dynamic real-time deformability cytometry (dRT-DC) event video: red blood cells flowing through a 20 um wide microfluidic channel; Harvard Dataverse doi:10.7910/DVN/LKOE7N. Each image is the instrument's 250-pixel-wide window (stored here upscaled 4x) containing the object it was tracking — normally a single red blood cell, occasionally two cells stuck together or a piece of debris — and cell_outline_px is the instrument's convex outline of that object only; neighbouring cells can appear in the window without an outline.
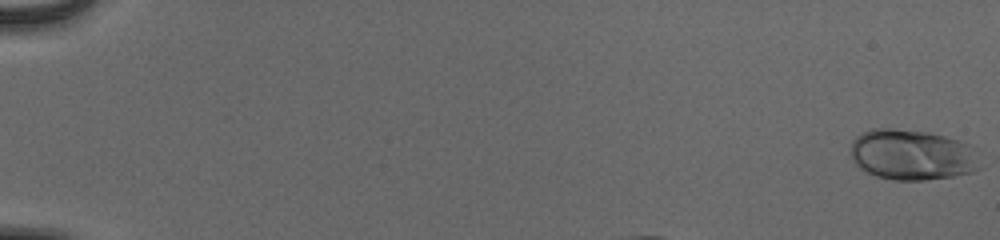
{"species": "human", "species_latin": "Homo sapiens", "temperature_condition": "cold", "stored_images_in_passage": 39, "camera_frame_rate_fps": 3000, "um_per_image_px": 0.085, "donor": {"sex": "male"}, "frame": {"image": 1, "passage_image": 1, "time_ms": 0.0, "image_size_px": [1000, 240], "cell_outline_px": [[980, 168], [972, 172], [952, 176], [924, 180], [892, 180], [876, 176], [860, 168], [852, 160], [848, 152], [852, 140], [856, 136], [872, 128], [892, 128], [928, 132], [944, 136], [980, 148]], "centroid_in_image_um": [77.54, 13.15], "position_along_channel_um": 7.5, "area_um2": 38.84}}
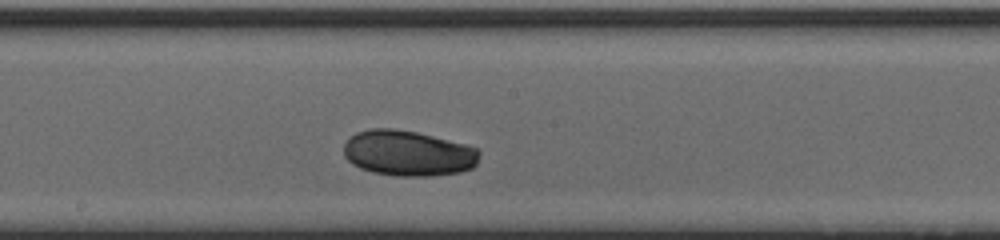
{"frame": {"image": 2, "passage_image": 24, "time_ms": 7.667, "image_size_px": [1000, 240], "cell_outline_px": [[480, 152], [476, 164], [472, 168], [460, 172], [432, 176], [396, 176], [372, 172], [360, 168], [352, 164], [344, 156], [344, 144], [356, 132], [372, 128], [396, 128], [416, 132], [464, 144], [476, 148]], "centroid_in_image_um": [34.67, 13.03], "position_along_channel_um": 213.5, "area_um2": 36.01}}
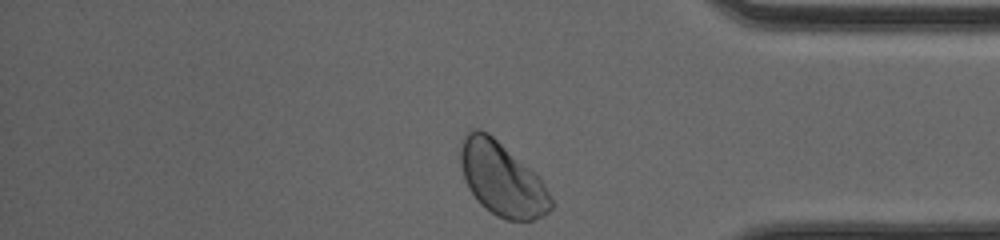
{"frame": {"image": 3, "passage_image": 39, "time_ms": 12.667, "image_size_px": [1000, 240], "cell_outline_px": [[552, 208], [548, 212], [532, 220], [504, 220], [496, 216], [480, 204], [476, 200], [468, 188], [460, 164], [460, 148], [464, 136], [468, 128], [480, 128], [488, 132], [536, 172], [540, 176], [552, 200]], "centroid_in_image_um": [42.65, 15.19], "position_along_channel_um": 392.5, "area_um2": 39.07}, "authors_computed_cell_mechanics": {"area_um2": 35.4314, "velocity_mm_per_s": 3.8358, "shape_relaxation_time_tau1_ms": 1.9399, "shape_relaxation_time_tau2_ms": null, "deformation_change_tau1": 0.0856, "deformation_change_tau2": null}}